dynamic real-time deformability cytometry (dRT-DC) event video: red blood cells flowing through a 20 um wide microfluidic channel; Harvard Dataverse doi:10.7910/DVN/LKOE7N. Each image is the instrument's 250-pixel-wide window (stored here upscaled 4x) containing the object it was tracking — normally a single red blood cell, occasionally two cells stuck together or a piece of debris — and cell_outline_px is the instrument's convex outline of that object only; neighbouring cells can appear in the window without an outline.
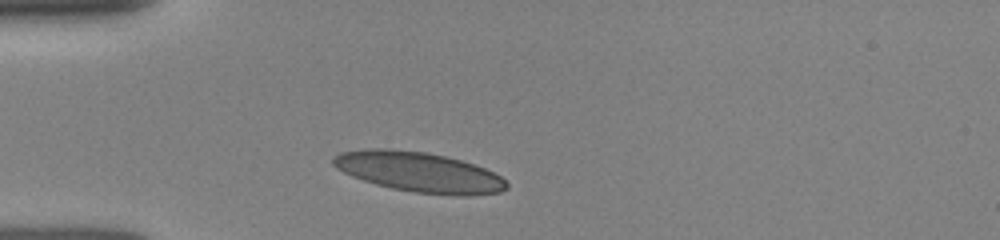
{"species": "human", "species_latin": "Homo sapiens", "temperature_condition": "room temperature", "stored_images_in_passage": 17, "camera_frame_rate_fps": 3000, "um_per_image_px": 0.085, "donor": {"sex": "female"}, "frame": {"image": 1, "passage_image": 1, "time_ms": 0.0, "image_size_px": [1000, 240], "cell_outline_px": [[508, 188], [500, 192], [472, 196], [456, 196], [416, 192], [392, 188], [376, 184], [352, 176], [336, 168], [332, 164], [332, 156], [340, 152], [368, 148], [392, 148], [424, 152], [444, 156], [460, 160], [484, 168], [500, 176], [508, 184]], "centroid_in_image_um": [35.59, 14.62], "position_along_channel_um": 49.4, "area_um2": 40.46}}
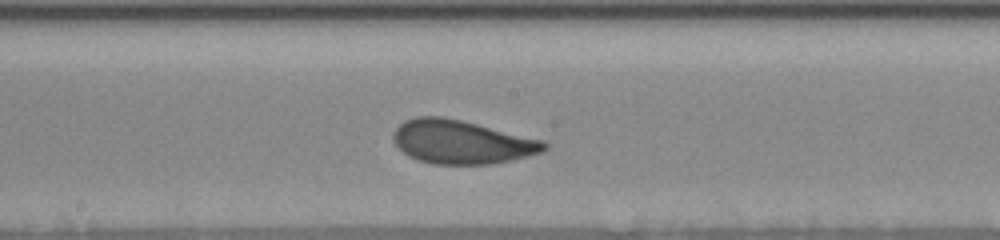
{"frame": {"image": 2, "passage_image": 8, "time_ms": 4.333, "image_size_px": [1000, 240], "cell_outline_px": [[548, 148], [540, 152], [512, 160], [492, 164], [432, 164], [416, 160], [408, 156], [392, 140], [392, 136], [396, 128], [404, 120], [416, 116], [440, 116], [460, 120], [544, 140], [548, 144]], "centroid_in_image_um": [39.21, 12.07], "position_along_channel_um": 209.0, "area_um2": 38.32}}
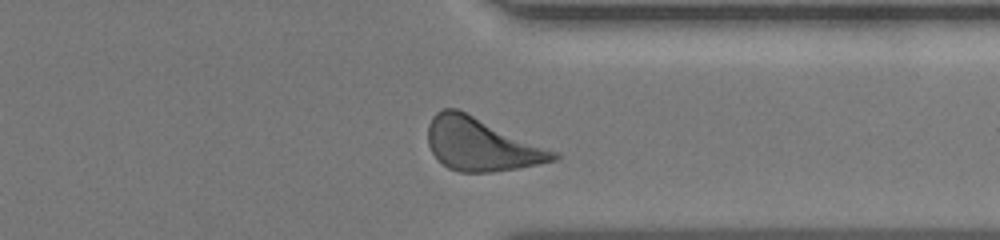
{"frame": {"image": 3, "passage_image": 15, "time_ms": 8.333, "image_size_px": [1000, 240], "cell_outline_px": [[560, 156], [556, 160], [516, 168], [492, 172], [460, 172], [448, 168], [432, 152], [428, 144], [428, 124], [432, 116], [436, 112], [444, 108], [456, 108], [556, 152]], "centroid_in_image_um": [40.85, 12.27], "position_along_channel_um": 370.6, "area_um2": 37.86}}